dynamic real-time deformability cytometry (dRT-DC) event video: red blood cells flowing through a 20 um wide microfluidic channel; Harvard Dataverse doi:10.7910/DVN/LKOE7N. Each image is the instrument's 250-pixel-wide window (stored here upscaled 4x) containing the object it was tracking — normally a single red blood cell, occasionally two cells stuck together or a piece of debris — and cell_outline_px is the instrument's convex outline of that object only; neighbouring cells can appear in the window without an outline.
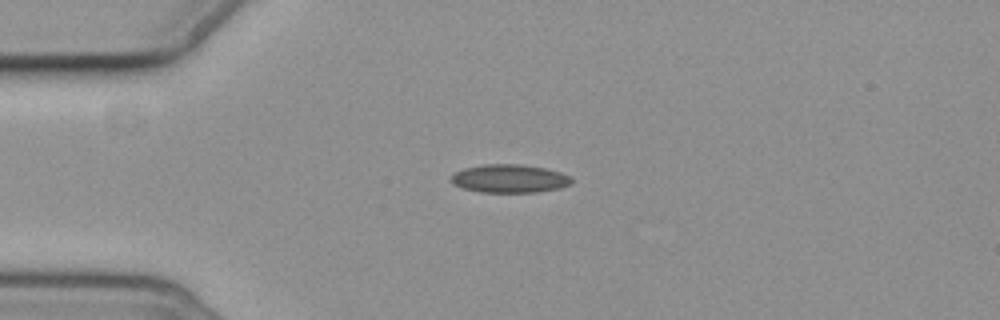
{"species": "common noctule bat (a hibernating species)", "species_latin": "Nyctalus noctula", "temperature_condition": "cold", "stored_images_in_passage": 6, "camera_frame_rate_fps": 3000, "um_per_image_px": 0.085, "animal": {"sex": "female", "body_mass_g": 19.3, "forearm_length_mm": 54.1}, "frame": {"image": 1, "passage_image": 4, "time_ms": 3.333, "image_size_px": [1000, 320], "cell_outline_px": [[572, 184], [560, 188], [536, 192], [480, 192], [464, 188], [452, 184], [448, 176], [464, 168], [484, 164], [520, 164], [544, 168], [560, 172], [568, 176], [572, 180]], "centroid_in_image_um": [43.27, 15.18], "position_along_channel_um": 41.7, "area_um2": 19.88}}
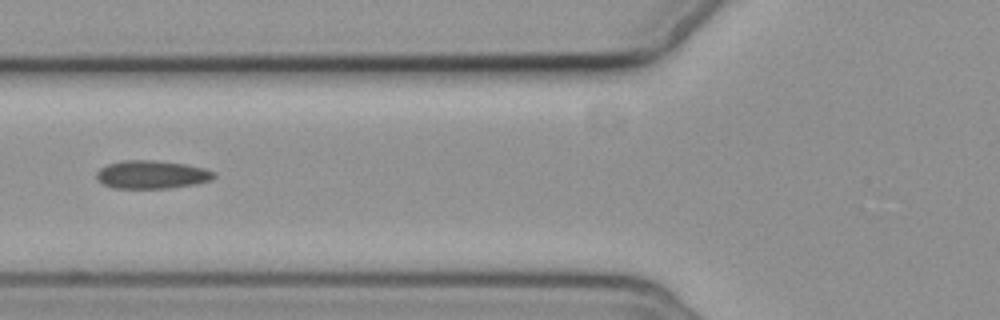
{"frame": {"image": 2, "passage_image": 6, "time_ms": 6.0, "image_size_px": [1000, 320], "cell_outline_px": [[216, 176], [212, 180], [196, 184], [168, 188], [112, 188], [96, 180], [96, 172], [100, 168], [108, 164], [124, 160], [156, 160], [184, 164], [204, 168], [216, 172]], "centroid_in_image_um": [12.9, 14.84], "position_along_channel_um": 112.9, "area_um2": 19.42}}